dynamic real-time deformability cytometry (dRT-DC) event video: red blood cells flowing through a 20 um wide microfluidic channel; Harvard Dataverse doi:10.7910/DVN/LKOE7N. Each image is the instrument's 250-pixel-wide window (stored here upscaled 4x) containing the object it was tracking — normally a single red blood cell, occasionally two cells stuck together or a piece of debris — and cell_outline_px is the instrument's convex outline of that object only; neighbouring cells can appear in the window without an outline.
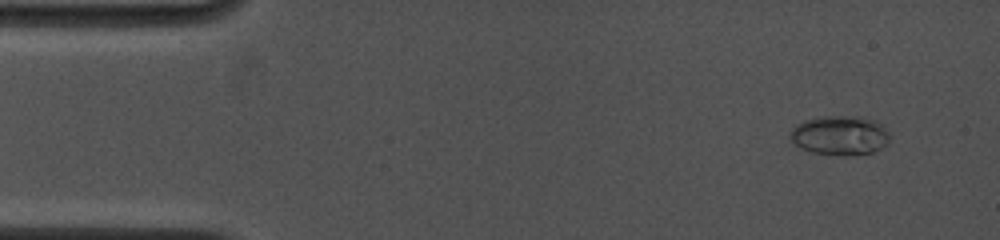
{"species": "common noctule bat (a hibernating species)", "species_latin": "Nyctalus noctula", "temperature_condition": "cold", "stored_images_in_passage": 11, "camera_frame_rate_fps": 4500, "um_per_image_px": 0.085, "animal": {"sex": "female", "body_mass_g": 19.0, "forearm_length_mm": 53.3}, "frame": {"image": 1, "passage_image": 2, "time_ms": 0.889, "image_size_px": [1000, 240], "cell_outline_px": [[888, 144], [872, 152], [848, 156], [840, 156], [812, 152], [800, 148], [788, 136], [788, 132], [796, 124], [804, 120], [820, 116], [844, 116], [876, 120], [888, 132]], "centroid_in_image_um": [71.34, 11.52], "position_along_channel_um": 13.7, "area_um2": 22.89}}
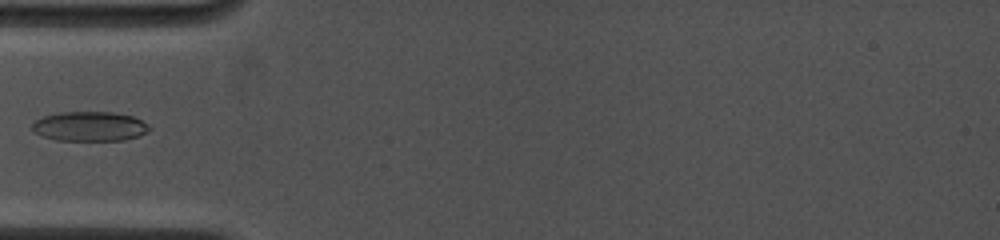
{"frame": {"image": 2, "passage_image": 10, "time_ms": 5.111, "image_size_px": [1000, 240], "cell_outline_px": [[152, 128], [148, 132], [140, 136], [124, 140], [56, 140], [32, 132], [32, 124], [36, 120], [44, 116], [60, 112], [112, 112], [132, 116], [148, 124]], "centroid_in_image_um": [7.64, 10.74], "position_along_channel_um": 77.4, "area_um2": 20.23}}